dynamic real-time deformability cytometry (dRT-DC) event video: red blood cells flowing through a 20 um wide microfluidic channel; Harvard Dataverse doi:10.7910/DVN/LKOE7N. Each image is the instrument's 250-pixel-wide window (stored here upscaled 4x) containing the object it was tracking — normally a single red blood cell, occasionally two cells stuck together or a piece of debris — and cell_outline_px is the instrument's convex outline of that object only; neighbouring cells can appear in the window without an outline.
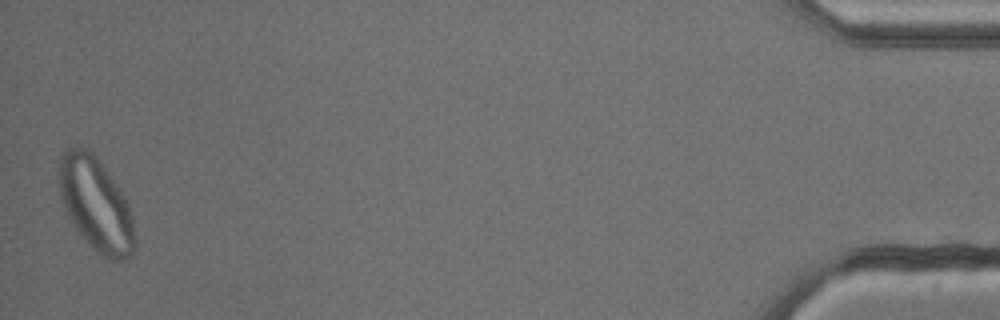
{"species": "common noctule bat (a hibernating species)", "species_latin": "Nyctalus noctula", "temperature_condition": "cold", "stored_images_in_passage": 46, "camera_frame_rate_fps": 3000, "um_per_image_px": 0.085, "animal": {"sex": "male", "body_mass_g": 13.3}, "frame": {"image": 1, "passage_image": 46, "time_ms": 15.0, "image_size_px": [1000, 320], "cell_outline_px": [[136, 248], [124, 260], [108, 260], [76, 228], [64, 204], [60, 192], [60, 164], [64, 148], [84, 148], [92, 152], [120, 188], [128, 204], [132, 216], [136, 240]], "centroid_in_image_um": [8.2, 17.36], "position_along_channel_um": 427.0, "area_um2": 40.0}}